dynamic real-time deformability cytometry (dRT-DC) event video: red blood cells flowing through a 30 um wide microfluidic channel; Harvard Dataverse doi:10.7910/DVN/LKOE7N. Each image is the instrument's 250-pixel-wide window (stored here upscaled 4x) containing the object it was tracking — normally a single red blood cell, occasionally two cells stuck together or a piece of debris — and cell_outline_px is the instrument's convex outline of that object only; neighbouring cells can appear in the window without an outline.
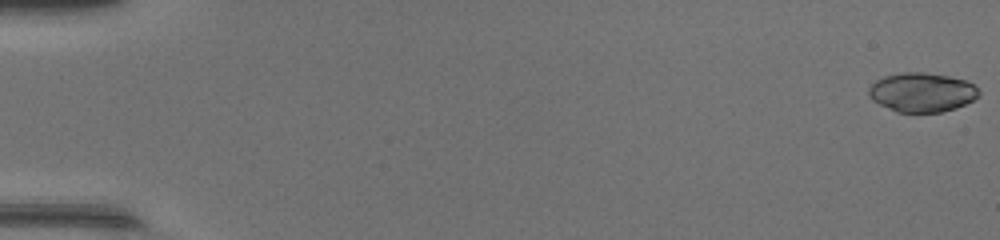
{"species": "common noctule bat (a hibernating species)", "species_latin": "Nyctalus noctula", "temperature_condition": "warm", "stored_images_in_passage": 49, "camera_frame_rate_fps": 3000, "um_per_image_px": 0.085, "animal": {"sex": "female", "body_mass_g": 17.0, "forearm_length_mm": 48.0}, "frame": {"image": 1, "passage_image": 1, "time_ms": 0.0, "image_size_px": [1000, 240], "cell_outline_px": [[980, 96], [956, 108], [940, 112], [896, 112], [872, 100], [868, 96], [868, 88], [876, 80], [884, 76], [904, 72], [924, 72], [948, 76], [968, 80], [980, 92]], "centroid_in_image_um": [78.35, 7.84], "position_along_channel_um": 6.6, "area_um2": 25.2}}
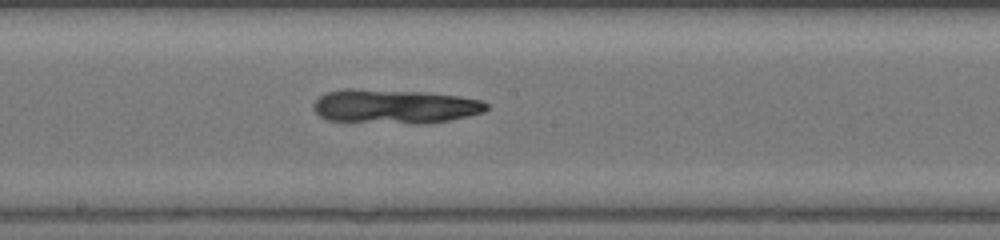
{"frame": {"image": 2, "passage_image": 28, "time_ms": 9.0, "image_size_px": [1000, 240], "cell_outline_px": [[488, 108], [484, 112], [468, 116], [448, 120], [420, 124], [412, 124], [328, 120], [320, 116], [312, 108], [312, 104], [320, 96], [328, 92], [344, 88], [352, 88], [424, 92], [460, 96], [480, 100], [488, 104]], "centroid_in_image_um": [33.53, 9.04], "position_along_channel_um": 214.7, "area_um2": 34.56}}
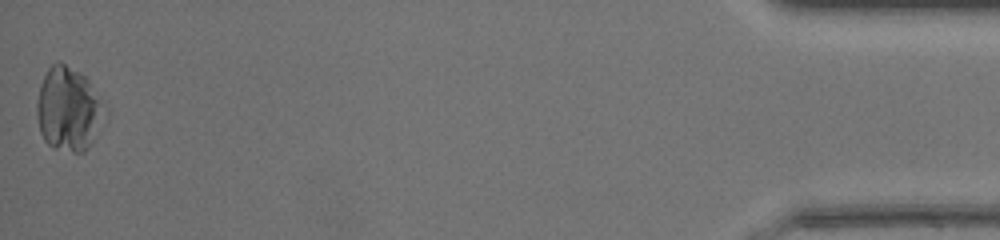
{"frame": {"image": 3, "passage_image": 49, "time_ms": 16.0, "image_size_px": [1000, 240], "cell_outline_px": [[108, 116], [88, 148], [84, 152], [72, 152], [52, 148], [44, 140], [40, 132], [36, 116], [36, 100], [40, 84], [48, 68], [56, 60], [60, 60], [80, 72], [88, 80], [108, 108]], "centroid_in_image_um": [5.84, 9.27], "position_along_channel_um": 429.4, "area_um2": 34.1}}